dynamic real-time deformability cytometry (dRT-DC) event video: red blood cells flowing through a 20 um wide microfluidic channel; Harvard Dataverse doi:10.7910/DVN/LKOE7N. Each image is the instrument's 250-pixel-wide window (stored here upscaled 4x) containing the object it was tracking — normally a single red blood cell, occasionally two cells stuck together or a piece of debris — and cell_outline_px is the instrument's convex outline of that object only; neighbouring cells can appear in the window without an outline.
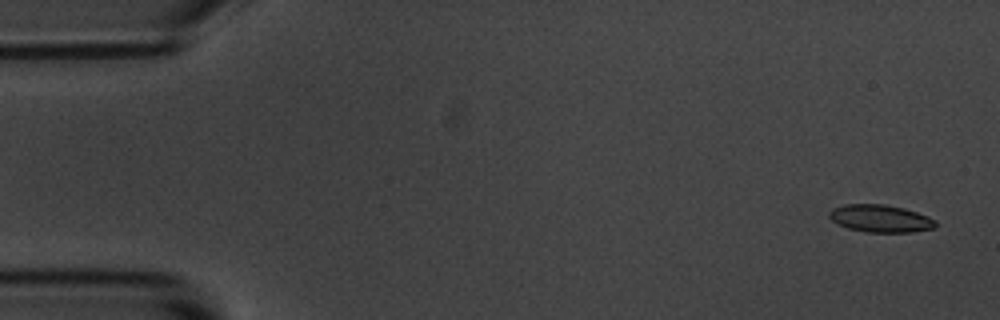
{"species": "common noctule bat (a hibernating species)", "species_latin": "Nyctalus noctula", "temperature_condition": "room temperature", "stored_images_in_passage": 5, "camera_frame_rate_fps": 3000, "um_per_image_px": 0.085, "animal": {"sex": "male", "body_mass_g": 20.1, "forearm_length_mm": 53.5}, "frame": {"image": 1, "passage_image": 1, "time_ms": 0.0, "image_size_px": [1000, 320], "cell_outline_px": [[936, 228], [912, 232], [868, 232], [848, 228], [836, 224], [828, 216], [828, 212], [832, 208], [844, 204], [884, 204], [904, 208], [928, 216], [936, 220]], "centroid_in_image_um": [74.82, 18.57], "position_along_channel_um": 10.2, "area_um2": 17.17}}